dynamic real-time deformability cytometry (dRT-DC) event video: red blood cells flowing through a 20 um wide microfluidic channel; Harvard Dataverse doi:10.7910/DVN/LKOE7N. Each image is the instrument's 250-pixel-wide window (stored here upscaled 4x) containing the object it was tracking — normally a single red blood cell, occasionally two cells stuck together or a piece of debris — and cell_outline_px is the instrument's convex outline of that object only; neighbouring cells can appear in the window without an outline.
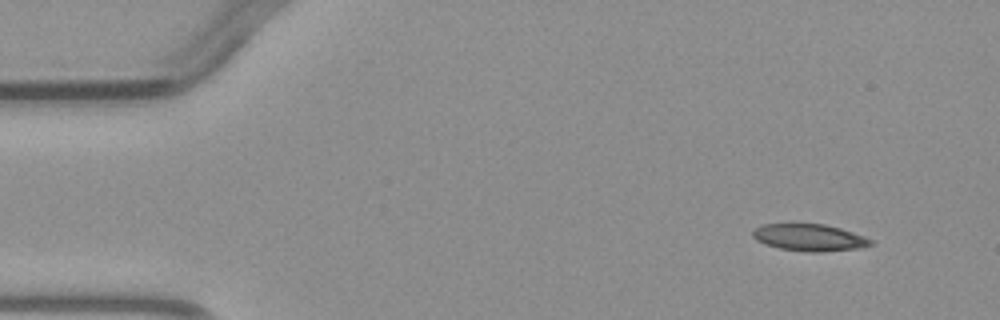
{"species": "common noctule bat (a hibernating species)", "species_latin": "Nyctalus noctula", "temperature_condition": "warm", "stored_images_in_passage": 5, "camera_frame_rate_fps": 3000, "um_per_image_px": 0.085, "animal": {"sex": "male", "body_mass_g": 23.1, "forearm_length_mm": 52.7}, "frame": {"image": 1, "passage_image": 1, "time_ms": 0.0, "image_size_px": [1000, 320], "cell_outline_px": [[876, 244], [860, 248], [820, 252], [808, 252], [780, 248], [764, 244], [756, 240], [752, 236], [752, 232], [756, 228], [764, 224], [824, 224], [840, 228], [864, 236], [872, 240]], "centroid_in_image_um": [68.82, 20.19], "position_along_channel_um": 16.2, "area_um2": 18.5}}
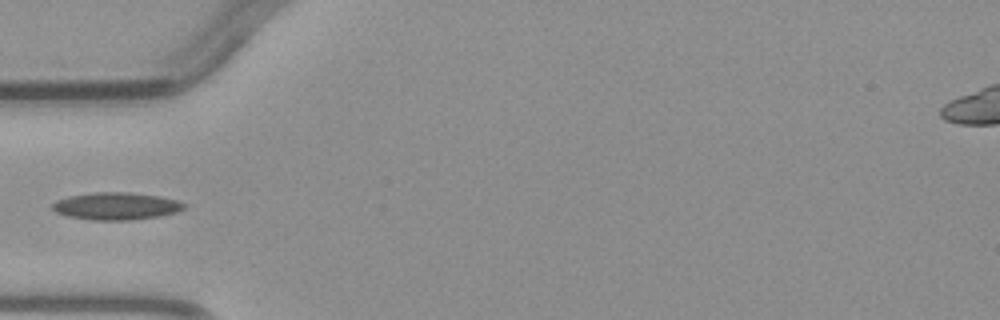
{"frame": {"image": 2, "passage_image": 4, "time_ms": 3.667, "image_size_px": [1000, 320], "cell_outline_px": [[188, 204], [184, 208], [176, 212], [160, 216], [128, 220], [92, 220], [68, 216], [56, 212], [52, 208], [52, 204], [56, 200], [68, 196], [96, 192], [128, 192], [160, 196], [176, 200]], "centroid_in_image_um": [9.88, 17.51], "position_along_channel_um": 75.1, "area_um2": 20.98}}
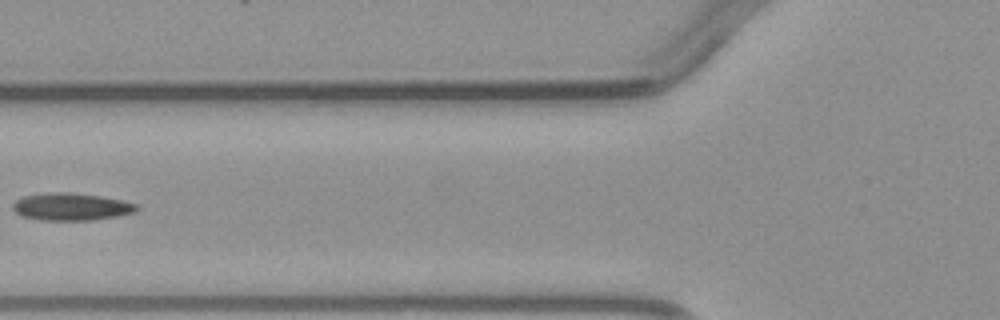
{"frame": {"image": 3, "passage_image": 5, "time_ms": 4.667, "image_size_px": [1000, 320], "cell_outline_px": [[140, 208], [136, 212], [116, 216], [92, 220], [40, 220], [20, 216], [12, 208], [12, 204], [16, 200], [24, 196], [48, 192], [72, 192], [100, 196], [140, 204]], "centroid_in_image_um": [6.06, 17.57], "position_along_channel_um": 119.7, "area_um2": 19.94}}